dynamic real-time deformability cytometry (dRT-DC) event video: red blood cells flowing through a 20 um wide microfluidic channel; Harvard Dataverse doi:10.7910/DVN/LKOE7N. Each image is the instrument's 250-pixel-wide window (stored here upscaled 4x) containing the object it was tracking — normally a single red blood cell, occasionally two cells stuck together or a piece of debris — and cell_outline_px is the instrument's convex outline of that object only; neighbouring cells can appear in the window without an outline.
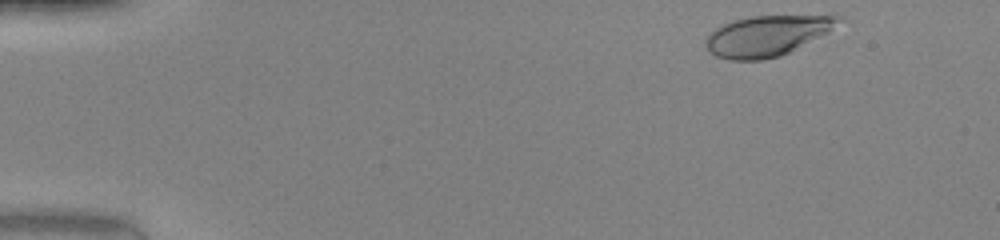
{"species": "human", "species_latin": "Homo sapiens", "temperature_condition": "warm", "stored_images_in_passage": 40, "camera_frame_rate_fps": 3000, "um_per_image_px": 0.085, "donor": {"sex": "female"}, "frame": {"image": 1, "passage_image": 2, "time_ms": 0.333, "image_size_px": [1000, 240], "cell_outline_px": [[844, 20], [828, 32], [780, 56], [760, 60], [728, 60], [716, 56], [704, 44], [704, 40], [716, 28], [724, 24], [736, 20], [752, 16], [840, 16]], "centroid_in_image_um": [65.18, 3.05], "position_along_channel_um": 19.8, "area_um2": 30.75}}
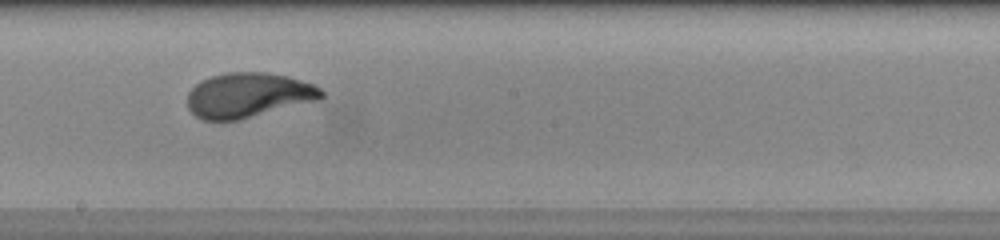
{"frame": {"image": 2, "passage_image": 25, "time_ms": 8.0, "image_size_px": [1000, 240], "cell_outline_px": [[324, 96], [320, 100], [240, 120], [200, 120], [188, 108], [188, 92], [200, 80], [224, 72], [268, 72], [288, 76], [312, 84], [320, 88], [324, 92]], "centroid_in_image_um": [21.11, 8.09], "position_along_channel_um": 227.1, "area_um2": 35.32}}
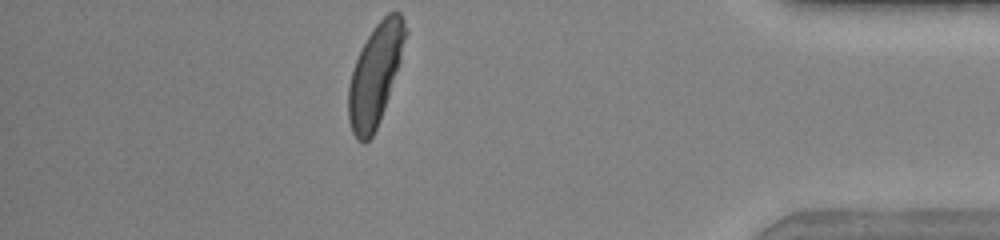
{"frame": {"image": 3, "passage_image": 40, "time_ms": 13.0, "image_size_px": [1000, 240], "cell_outline_px": [[408, 32], [400, 60], [380, 120], [372, 136], [364, 144], [356, 140], [352, 132], [348, 120], [348, 88], [352, 72], [356, 60], [372, 28], [388, 12], [400, 12], [408, 28]], "centroid_in_image_um": [31.89, 6.35], "position_along_channel_um": 403.3, "area_um2": 33.12}, "authors_computed_cell_mechanics": {"area_um2": 34.2754, "velocity_mm_per_s": 4.2351, "shape_relaxation_time_tau1_ms": 2.8486, "shape_relaxation_time_tau2_ms": null, "deformation_change_tau1": 0.1864, "deformation_change_tau2": null}}